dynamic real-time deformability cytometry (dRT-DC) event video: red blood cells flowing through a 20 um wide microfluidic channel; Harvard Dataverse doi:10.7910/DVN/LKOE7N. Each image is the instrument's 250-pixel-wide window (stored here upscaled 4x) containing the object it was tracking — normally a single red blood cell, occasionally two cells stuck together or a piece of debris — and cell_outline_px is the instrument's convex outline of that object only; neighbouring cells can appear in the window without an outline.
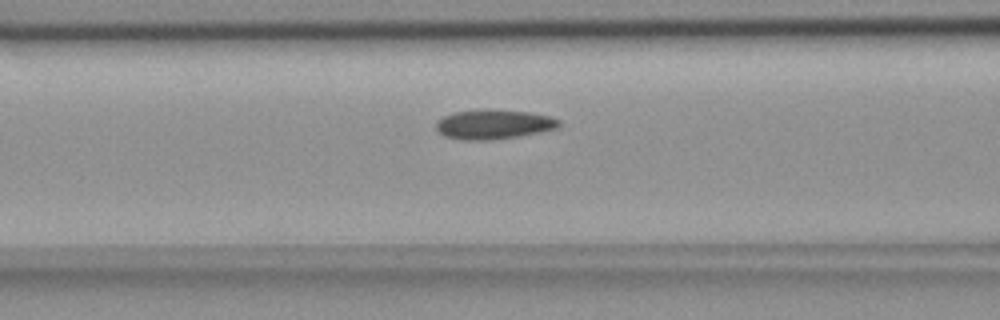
{"species": "common noctule bat (a hibernating species)", "species_latin": "Nyctalus noctula", "temperature_condition": "room temperature", "stored_images_in_passage": 51, "camera_frame_rate_fps": 3000, "um_per_image_px": 0.085, "animal": {"sex": "female", "body_mass_g": 18.4}, "frame": {"image": 1, "passage_image": 18, "time_ms": 5.667, "image_size_px": [1000, 320], "cell_outline_px": [[560, 124], [556, 128], [540, 132], [520, 136], [492, 140], [460, 140], [444, 136], [436, 128], [436, 120], [452, 112], [484, 108], [528, 112], [548, 116], [560, 120]], "centroid_in_image_um": [41.91, 10.56], "position_along_channel_um": 124.7, "area_um2": 21.39}}
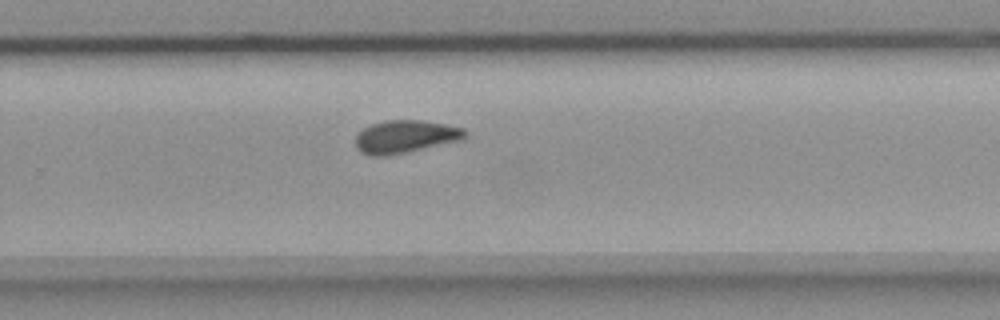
{"frame": {"image": 2, "passage_image": 32, "time_ms": 10.333, "image_size_px": [1000, 320], "cell_outline_px": [[468, 136], [464, 140], [384, 156], [372, 156], [360, 152], [356, 148], [356, 136], [364, 128], [372, 124], [384, 120], [420, 120], [444, 124], [464, 128], [468, 132]], "centroid_in_image_um": [34.49, 11.61], "position_along_channel_um": 295.3, "area_um2": 20.92}}
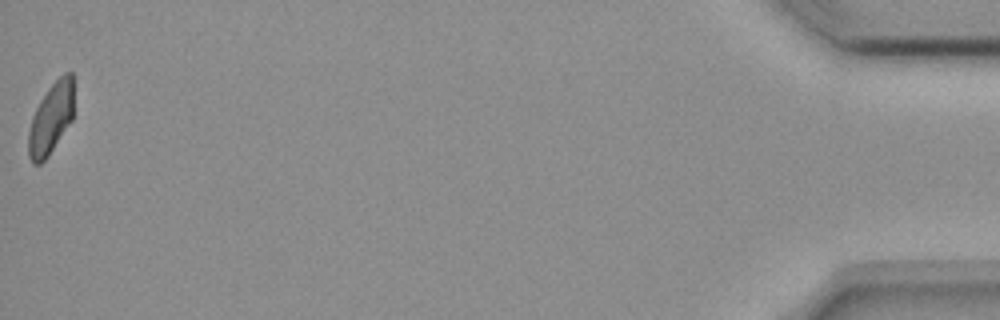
{"frame": {"image": 3, "passage_image": 51, "time_ms": 16.667, "image_size_px": [1000, 320], "cell_outline_px": [[72, 120], [48, 156], [40, 164], [32, 164], [28, 156], [28, 132], [32, 116], [40, 100], [48, 88], [64, 72], [72, 72]], "centroid_in_image_um": [4.3, 10.1], "position_along_channel_um": 430.9, "area_um2": 18.61}, "authors_computed_cell_mechanics": {"area_um2": 20.4034, "velocity_mm_per_s": 3.6679, "shape_relaxation_time_tau1_ms": 7.6847, "shape_relaxation_time_tau2_ms": 4.2695, "deformation_change_tau1": 0.1318, "deformation_change_tau2": 0.0774}}